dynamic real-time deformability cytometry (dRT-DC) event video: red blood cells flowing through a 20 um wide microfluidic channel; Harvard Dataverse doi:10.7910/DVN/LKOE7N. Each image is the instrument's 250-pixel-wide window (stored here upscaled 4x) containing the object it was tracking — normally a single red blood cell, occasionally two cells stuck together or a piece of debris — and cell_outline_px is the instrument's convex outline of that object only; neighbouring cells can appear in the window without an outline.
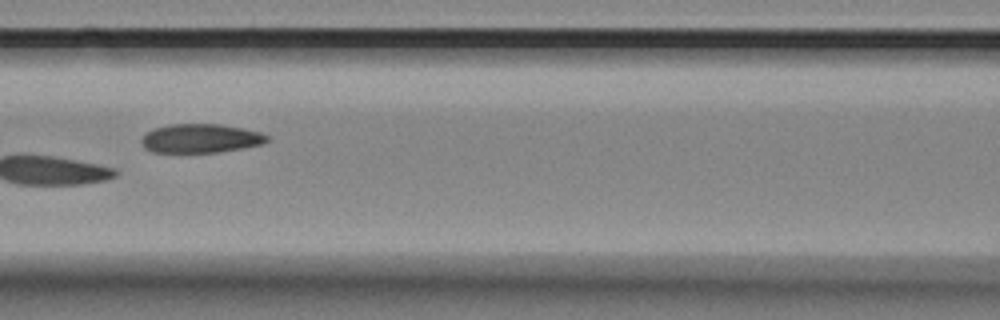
{"species": "Egyptian fruit bat (a non-hibernating species)", "species_latin": "Rousettus aegyptiacus", "temperature_condition": "room temperature", "stored_images_in_passage": 9, "camera_frame_rate_fps": 3000, "um_per_image_px": 0.085, "animal": {"sex": "female"}, "frame": {"image": 1, "passage_image": 7, "time_ms": 2.0, "image_size_px": [1000, 320], "cell_outline_px": [[268, 140], [264, 144], [216, 152], [152, 152], [144, 148], [140, 140], [152, 128], [168, 124], [220, 124], [244, 128], [260, 132], [268, 136]], "centroid_in_image_um": [17.04, 11.75], "position_along_channel_um": 149.6, "area_um2": 21.15}}
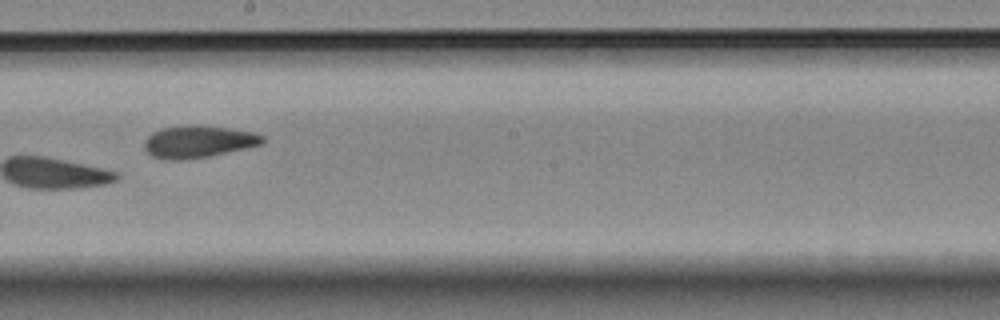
{"frame": {"image": 2, "passage_image": 9, "time_ms": 2.667, "image_size_px": [1000, 320], "cell_outline_px": [[264, 140], [260, 144], [244, 148], [208, 156], [180, 160], [172, 160], [152, 156], [144, 148], [144, 140], [152, 132], [160, 128], [192, 124], [232, 128], [256, 132], [264, 136]], "centroid_in_image_um": [16.83, 12.01], "position_along_channel_um": 231.4, "area_um2": 22.14}}